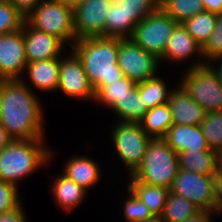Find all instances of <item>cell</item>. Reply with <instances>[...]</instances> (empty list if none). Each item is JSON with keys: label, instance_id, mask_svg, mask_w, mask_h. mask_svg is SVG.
Instances as JSON below:
<instances>
[{"label": "cell", "instance_id": "1", "mask_svg": "<svg viewBox=\"0 0 222 222\" xmlns=\"http://www.w3.org/2000/svg\"><path fill=\"white\" fill-rule=\"evenodd\" d=\"M21 79L0 80V123L13 140L45 139L40 99Z\"/></svg>", "mask_w": 222, "mask_h": 222}, {"label": "cell", "instance_id": "2", "mask_svg": "<svg viewBox=\"0 0 222 222\" xmlns=\"http://www.w3.org/2000/svg\"><path fill=\"white\" fill-rule=\"evenodd\" d=\"M119 43V37L99 36L78 39L71 47L81 60L95 94L124 76L117 64Z\"/></svg>", "mask_w": 222, "mask_h": 222}, {"label": "cell", "instance_id": "3", "mask_svg": "<svg viewBox=\"0 0 222 222\" xmlns=\"http://www.w3.org/2000/svg\"><path fill=\"white\" fill-rule=\"evenodd\" d=\"M44 140H13L4 147L0 151V180L17 186L20 179L49 163L54 153L46 148Z\"/></svg>", "mask_w": 222, "mask_h": 222}, {"label": "cell", "instance_id": "4", "mask_svg": "<svg viewBox=\"0 0 222 222\" xmlns=\"http://www.w3.org/2000/svg\"><path fill=\"white\" fill-rule=\"evenodd\" d=\"M178 169V154L163 138H156L149 141L142 162L130 178L170 189Z\"/></svg>", "mask_w": 222, "mask_h": 222}, {"label": "cell", "instance_id": "5", "mask_svg": "<svg viewBox=\"0 0 222 222\" xmlns=\"http://www.w3.org/2000/svg\"><path fill=\"white\" fill-rule=\"evenodd\" d=\"M34 29L49 33L72 47L77 37L74 29L73 8L62 0H42L26 17Z\"/></svg>", "mask_w": 222, "mask_h": 222}, {"label": "cell", "instance_id": "6", "mask_svg": "<svg viewBox=\"0 0 222 222\" xmlns=\"http://www.w3.org/2000/svg\"><path fill=\"white\" fill-rule=\"evenodd\" d=\"M188 68L179 85L207 112L222 111V83L216 72L207 63Z\"/></svg>", "mask_w": 222, "mask_h": 222}, {"label": "cell", "instance_id": "7", "mask_svg": "<svg viewBox=\"0 0 222 222\" xmlns=\"http://www.w3.org/2000/svg\"><path fill=\"white\" fill-rule=\"evenodd\" d=\"M177 24L160 7L136 25L130 38L145 51L160 59Z\"/></svg>", "mask_w": 222, "mask_h": 222}, {"label": "cell", "instance_id": "8", "mask_svg": "<svg viewBox=\"0 0 222 222\" xmlns=\"http://www.w3.org/2000/svg\"><path fill=\"white\" fill-rule=\"evenodd\" d=\"M114 125L111 140L131 175L142 162L151 138L143 131L140 123L119 121Z\"/></svg>", "mask_w": 222, "mask_h": 222}, {"label": "cell", "instance_id": "9", "mask_svg": "<svg viewBox=\"0 0 222 222\" xmlns=\"http://www.w3.org/2000/svg\"><path fill=\"white\" fill-rule=\"evenodd\" d=\"M170 192L193 202L200 210L220 212L212 176L178 169Z\"/></svg>", "mask_w": 222, "mask_h": 222}, {"label": "cell", "instance_id": "10", "mask_svg": "<svg viewBox=\"0 0 222 222\" xmlns=\"http://www.w3.org/2000/svg\"><path fill=\"white\" fill-rule=\"evenodd\" d=\"M159 59L138 46L131 38H120L117 64L123 75L136 84L156 77Z\"/></svg>", "mask_w": 222, "mask_h": 222}, {"label": "cell", "instance_id": "11", "mask_svg": "<svg viewBox=\"0 0 222 222\" xmlns=\"http://www.w3.org/2000/svg\"><path fill=\"white\" fill-rule=\"evenodd\" d=\"M112 0H85L73 9L77 40L88 37H105V17Z\"/></svg>", "mask_w": 222, "mask_h": 222}, {"label": "cell", "instance_id": "12", "mask_svg": "<svg viewBox=\"0 0 222 222\" xmlns=\"http://www.w3.org/2000/svg\"><path fill=\"white\" fill-rule=\"evenodd\" d=\"M27 64L23 29L0 34V80L22 79Z\"/></svg>", "mask_w": 222, "mask_h": 222}, {"label": "cell", "instance_id": "13", "mask_svg": "<svg viewBox=\"0 0 222 222\" xmlns=\"http://www.w3.org/2000/svg\"><path fill=\"white\" fill-rule=\"evenodd\" d=\"M57 90H61L72 98L95 100V92L87 78L82 62L73 51L70 56L60 57Z\"/></svg>", "mask_w": 222, "mask_h": 222}, {"label": "cell", "instance_id": "14", "mask_svg": "<svg viewBox=\"0 0 222 222\" xmlns=\"http://www.w3.org/2000/svg\"><path fill=\"white\" fill-rule=\"evenodd\" d=\"M22 29L28 63L61 57L65 44L60 39L32 28L26 21Z\"/></svg>", "mask_w": 222, "mask_h": 222}, {"label": "cell", "instance_id": "15", "mask_svg": "<svg viewBox=\"0 0 222 222\" xmlns=\"http://www.w3.org/2000/svg\"><path fill=\"white\" fill-rule=\"evenodd\" d=\"M201 56L200 62L191 64L189 67H199L205 65V61H202V47L194 38L188 33L187 29L182 23H178L173 29L172 35L169 38L163 56L159 61L171 60V62H182L191 58L192 55Z\"/></svg>", "mask_w": 222, "mask_h": 222}, {"label": "cell", "instance_id": "16", "mask_svg": "<svg viewBox=\"0 0 222 222\" xmlns=\"http://www.w3.org/2000/svg\"><path fill=\"white\" fill-rule=\"evenodd\" d=\"M167 103L171 110L173 124L201 125L207 113L180 85L169 94Z\"/></svg>", "mask_w": 222, "mask_h": 222}, {"label": "cell", "instance_id": "17", "mask_svg": "<svg viewBox=\"0 0 222 222\" xmlns=\"http://www.w3.org/2000/svg\"><path fill=\"white\" fill-rule=\"evenodd\" d=\"M163 139L177 154L186 151H207L209 149L200 125L173 124Z\"/></svg>", "mask_w": 222, "mask_h": 222}, {"label": "cell", "instance_id": "18", "mask_svg": "<svg viewBox=\"0 0 222 222\" xmlns=\"http://www.w3.org/2000/svg\"><path fill=\"white\" fill-rule=\"evenodd\" d=\"M29 84L42 91H56L59 84L60 57L28 63L25 67Z\"/></svg>", "mask_w": 222, "mask_h": 222}, {"label": "cell", "instance_id": "19", "mask_svg": "<svg viewBox=\"0 0 222 222\" xmlns=\"http://www.w3.org/2000/svg\"><path fill=\"white\" fill-rule=\"evenodd\" d=\"M100 170L98 162L92 160V158L76 155L68 158L62 171L67 178L87 190L99 183L102 176Z\"/></svg>", "mask_w": 222, "mask_h": 222}, {"label": "cell", "instance_id": "20", "mask_svg": "<svg viewBox=\"0 0 222 222\" xmlns=\"http://www.w3.org/2000/svg\"><path fill=\"white\" fill-rule=\"evenodd\" d=\"M51 193L57 206L64 212L78 207L85 199L88 190L80 187L76 182L67 178L63 173L56 177L51 187Z\"/></svg>", "mask_w": 222, "mask_h": 222}, {"label": "cell", "instance_id": "21", "mask_svg": "<svg viewBox=\"0 0 222 222\" xmlns=\"http://www.w3.org/2000/svg\"><path fill=\"white\" fill-rule=\"evenodd\" d=\"M127 188L148 207L153 216H161L170 193L169 188L142 183L135 178H130Z\"/></svg>", "mask_w": 222, "mask_h": 222}, {"label": "cell", "instance_id": "22", "mask_svg": "<svg viewBox=\"0 0 222 222\" xmlns=\"http://www.w3.org/2000/svg\"><path fill=\"white\" fill-rule=\"evenodd\" d=\"M179 169L212 176L220 163V155L211 149L207 151H186L178 153Z\"/></svg>", "mask_w": 222, "mask_h": 222}, {"label": "cell", "instance_id": "23", "mask_svg": "<svg viewBox=\"0 0 222 222\" xmlns=\"http://www.w3.org/2000/svg\"><path fill=\"white\" fill-rule=\"evenodd\" d=\"M143 131L151 138H164L173 125L172 114L168 103L150 108L140 122Z\"/></svg>", "mask_w": 222, "mask_h": 222}, {"label": "cell", "instance_id": "24", "mask_svg": "<svg viewBox=\"0 0 222 222\" xmlns=\"http://www.w3.org/2000/svg\"><path fill=\"white\" fill-rule=\"evenodd\" d=\"M119 117V121L140 123L149 110L137 90V85L128 91L121 100H118L111 108Z\"/></svg>", "mask_w": 222, "mask_h": 222}, {"label": "cell", "instance_id": "25", "mask_svg": "<svg viewBox=\"0 0 222 222\" xmlns=\"http://www.w3.org/2000/svg\"><path fill=\"white\" fill-rule=\"evenodd\" d=\"M124 14V24L133 32L136 25L148 14L160 8V0H112Z\"/></svg>", "mask_w": 222, "mask_h": 222}, {"label": "cell", "instance_id": "26", "mask_svg": "<svg viewBox=\"0 0 222 222\" xmlns=\"http://www.w3.org/2000/svg\"><path fill=\"white\" fill-rule=\"evenodd\" d=\"M216 23L217 14L204 10L192 18L185 20L182 24L194 40L202 47L212 35Z\"/></svg>", "mask_w": 222, "mask_h": 222}, {"label": "cell", "instance_id": "27", "mask_svg": "<svg viewBox=\"0 0 222 222\" xmlns=\"http://www.w3.org/2000/svg\"><path fill=\"white\" fill-rule=\"evenodd\" d=\"M162 77L156 76L137 83V90L148 109L168 102L169 94L172 90L162 80Z\"/></svg>", "mask_w": 222, "mask_h": 222}, {"label": "cell", "instance_id": "28", "mask_svg": "<svg viewBox=\"0 0 222 222\" xmlns=\"http://www.w3.org/2000/svg\"><path fill=\"white\" fill-rule=\"evenodd\" d=\"M199 210L193 202L170 192L167 196L161 218L164 222H182Z\"/></svg>", "mask_w": 222, "mask_h": 222}, {"label": "cell", "instance_id": "29", "mask_svg": "<svg viewBox=\"0 0 222 222\" xmlns=\"http://www.w3.org/2000/svg\"><path fill=\"white\" fill-rule=\"evenodd\" d=\"M160 7L177 23L205 10L201 0H160Z\"/></svg>", "mask_w": 222, "mask_h": 222}, {"label": "cell", "instance_id": "30", "mask_svg": "<svg viewBox=\"0 0 222 222\" xmlns=\"http://www.w3.org/2000/svg\"><path fill=\"white\" fill-rule=\"evenodd\" d=\"M137 84L131 79L123 76L119 80L103 86L96 94L94 102H100L107 107L112 108L114 104L121 100L128 91L133 89Z\"/></svg>", "mask_w": 222, "mask_h": 222}, {"label": "cell", "instance_id": "31", "mask_svg": "<svg viewBox=\"0 0 222 222\" xmlns=\"http://www.w3.org/2000/svg\"><path fill=\"white\" fill-rule=\"evenodd\" d=\"M201 128L205 135L209 149L222 154V111L207 112L201 122Z\"/></svg>", "mask_w": 222, "mask_h": 222}, {"label": "cell", "instance_id": "32", "mask_svg": "<svg viewBox=\"0 0 222 222\" xmlns=\"http://www.w3.org/2000/svg\"><path fill=\"white\" fill-rule=\"evenodd\" d=\"M133 32L124 24L119 6L112 5L105 17V37L130 38Z\"/></svg>", "mask_w": 222, "mask_h": 222}, {"label": "cell", "instance_id": "33", "mask_svg": "<svg viewBox=\"0 0 222 222\" xmlns=\"http://www.w3.org/2000/svg\"><path fill=\"white\" fill-rule=\"evenodd\" d=\"M25 16L7 0H0V34L22 29Z\"/></svg>", "mask_w": 222, "mask_h": 222}, {"label": "cell", "instance_id": "34", "mask_svg": "<svg viewBox=\"0 0 222 222\" xmlns=\"http://www.w3.org/2000/svg\"><path fill=\"white\" fill-rule=\"evenodd\" d=\"M127 190L129 195L123 203V216L126 222H141L152 217L148 207L131 190Z\"/></svg>", "mask_w": 222, "mask_h": 222}, {"label": "cell", "instance_id": "35", "mask_svg": "<svg viewBox=\"0 0 222 222\" xmlns=\"http://www.w3.org/2000/svg\"><path fill=\"white\" fill-rule=\"evenodd\" d=\"M203 61L205 63L222 55V13L217 14V23L212 35L202 46ZM207 59V60H206Z\"/></svg>", "mask_w": 222, "mask_h": 222}, {"label": "cell", "instance_id": "36", "mask_svg": "<svg viewBox=\"0 0 222 222\" xmlns=\"http://www.w3.org/2000/svg\"><path fill=\"white\" fill-rule=\"evenodd\" d=\"M18 190L16 185L0 180V213L10 211L22 203Z\"/></svg>", "mask_w": 222, "mask_h": 222}, {"label": "cell", "instance_id": "37", "mask_svg": "<svg viewBox=\"0 0 222 222\" xmlns=\"http://www.w3.org/2000/svg\"><path fill=\"white\" fill-rule=\"evenodd\" d=\"M22 205L20 203L12 210L0 213V222H27Z\"/></svg>", "mask_w": 222, "mask_h": 222}, {"label": "cell", "instance_id": "38", "mask_svg": "<svg viewBox=\"0 0 222 222\" xmlns=\"http://www.w3.org/2000/svg\"><path fill=\"white\" fill-rule=\"evenodd\" d=\"M213 189L215 197L222 212V164L219 163L215 172L212 175Z\"/></svg>", "mask_w": 222, "mask_h": 222}, {"label": "cell", "instance_id": "39", "mask_svg": "<svg viewBox=\"0 0 222 222\" xmlns=\"http://www.w3.org/2000/svg\"><path fill=\"white\" fill-rule=\"evenodd\" d=\"M25 17L42 1V0H7Z\"/></svg>", "mask_w": 222, "mask_h": 222}, {"label": "cell", "instance_id": "40", "mask_svg": "<svg viewBox=\"0 0 222 222\" xmlns=\"http://www.w3.org/2000/svg\"><path fill=\"white\" fill-rule=\"evenodd\" d=\"M220 212H210L207 210H199L197 213L194 215L190 216L188 219L182 222H213L211 220L212 216L214 215H219ZM214 214V215H213Z\"/></svg>", "mask_w": 222, "mask_h": 222}, {"label": "cell", "instance_id": "41", "mask_svg": "<svg viewBox=\"0 0 222 222\" xmlns=\"http://www.w3.org/2000/svg\"><path fill=\"white\" fill-rule=\"evenodd\" d=\"M206 11L216 14L222 13V0H201Z\"/></svg>", "mask_w": 222, "mask_h": 222}, {"label": "cell", "instance_id": "42", "mask_svg": "<svg viewBox=\"0 0 222 222\" xmlns=\"http://www.w3.org/2000/svg\"><path fill=\"white\" fill-rule=\"evenodd\" d=\"M13 139L10 137V135L6 132L5 128L0 123V151L8 146Z\"/></svg>", "mask_w": 222, "mask_h": 222}, {"label": "cell", "instance_id": "43", "mask_svg": "<svg viewBox=\"0 0 222 222\" xmlns=\"http://www.w3.org/2000/svg\"><path fill=\"white\" fill-rule=\"evenodd\" d=\"M212 62H209L208 64L211 66V68L216 72L220 82L222 83V55L211 60ZM217 62L216 66L214 64V62Z\"/></svg>", "mask_w": 222, "mask_h": 222}, {"label": "cell", "instance_id": "44", "mask_svg": "<svg viewBox=\"0 0 222 222\" xmlns=\"http://www.w3.org/2000/svg\"><path fill=\"white\" fill-rule=\"evenodd\" d=\"M64 3H66L69 7L75 8L77 7L80 3H82L85 0H62Z\"/></svg>", "mask_w": 222, "mask_h": 222}, {"label": "cell", "instance_id": "45", "mask_svg": "<svg viewBox=\"0 0 222 222\" xmlns=\"http://www.w3.org/2000/svg\"><path fill=\"white\" fill-rule=\"evenodd\" d=\"M141 222H164V221L162 220L161 216H152Z\"/></svg>", "mask_w": 222, "mask_h": 222}, {"label": "cell", "instance_id": "46", "mask_svg": "<svg viewBox=\"0 0 222 222\" xmlns=\"http://www.w3.org/2000/svg\"><path fill=\"white\" fill-rule=\"evenodd\" d=\"M220 163L222 164V154L220 155Z\"/></svg>", "mask_w": 222, "mask_h": 222}]
</instances>
